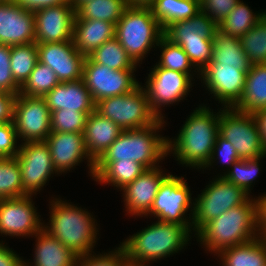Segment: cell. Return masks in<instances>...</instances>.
Here are the masks:
<instances>
[{
    "label": "cell",
    "mask_w": 266,
    "mask_h": 266,
    "mask_svg": "<svg viewBox=\"0 0 266 266\" xmlns=\"http://www.w3.org/2000/svg\"><path fill=\"white\" fill-rule=\"evenodd\" d=\"M239 159L238 153L233 145L218 134L215 139V145L213 147L211 157L202 171H204V169L211 170L210 168H213L215 164L218 165V163L222 165L223 169L226 167L225 170L228 171L233 163ZM224 165L225 167H223Z\"/></svg>",
    "instance_id": "obj_43"
},
{
    "label": "cell",
    "mask_w": 266,
    "mask_h": 266,
    "mask_svg": "<svg viewBox=\"0 0 266 266\" xmlns=\"http://www.w3.org/2000/svg\"><path fill=\"white\" fill-rule=\"evenodd\" d=\"M166 121L159 119L144 128L123 130L97 161L133 160L146 169L160 166L159 163L168 156V137L159 134Z\"/></svg>",
    "instance_id": "obj_5"
},
{
    "label": "cell",
    "mask_w": 266,
    "mask_h": 266,
    "mask_svg": "<svg viewBox=\"0 0 266 266\" xmlns=\"http://www.w3.org/2000/svg\"><path fill=\"white\" fill-rule=\"evenodd\" d=\"M217 29V23L200 10L189 19L170 24L164 36L172 43L178 39L213 38Z\"/></svg>",
    "instance_id": "obj_29"
},
{
    "label": "cell",
    "mask_w": 266,
    "mask_h": 266,
    "mask_svg": "<svg viewBox=\"0 0 266 266\" xmlns=\"http://www.w3.org/2000/svg\"><path fill=\"white\" fill-rule=\"evenodd\" d=\"M263 158H266V155L252 159H239L233 163L228 171L223 170V174L218 173L217 176H223L227 181L242 188L251 196L250 193H252L251 190L254 187L255 180L262 171L260 161Z\"/></svg>",
    "instance_id": "obj_36"
},
{
    "label": "cell",
    "mask_w": 266,
    "mask_h": 266,
    "mask_svg": "<svg viewBox=\"0 0 266 266\" xmlns=\"http://www.w3.org/2000/svg\"><path fill=\"white\" fill-rule=\"evenodd\" d=\"M0 241V266H24V257H21L12 248Z\"/></svg>",
    "instance_id": "obj_49"
},
{
    "label": "cell",
    "mask_w": 266,
    "mask_h": 266,
    "mask_svg": "<svg viewBox=\"0 0 266 266\" xmlns=\"http://www.w3.org/2000/svg\"><path fill=\"white\" fill-rule=\"evenodd\" d=\"M251 66H229L208 63L200 72L206 91L222 108H234L242 98L247 71ZM207 87V88H206Z\"/></svg>",
    "instance_id": "obj_12"
},
{
    "label": "cell",
    "mask_w": 266,
    "mask_h": 266,
    "mask_svg": "<svg viewBox=\"0 0 266 266\" xmlns=\"http://www.w3.org/2000/svg\"><path fill=\"white\" fill-rule=\"evenodd\" d=\"M240 1L241 0H200V8L218 24Z\"/></svg>",
    "instance_id": "obj_47"
},
{
    "label": "cell",
    "mask_w": 266,
    "mask_h": 266,
    "mask_svg": "<svg viewBox=\"0 0 266 266\" xmlns=\"http://www.w3.org/2000/svg\"><path fill=\"white\" fill-rule=\"evenodd\" d=\"M123 130L96 110L87 116L83 132L85 146L90 158L96 162Z\"/></svg>",
    "instance_id": "obj_23"
},
{
    "label": "cell",
    "mask_w": 266,
    "mask_h": 266,
    "mask_svg": "<svg viewBox=\"0 0 266 266\" xmlns=\"http://www.w3.org/2000/svg\"><path fill=\"white\" fill-rule=\"evenodd\" d=\"M209 182L194 199L192 218L194 236L207 222L231 208L244 204L251 197L223 176L215 175Z\"/></svg>",
    "instance_id": "obj_9"
},
{
    "label": "cell",
    "mask_w": 266,
    "mask_h": 266,
    "mask_svg": "<svg viewBox=\"0 0 266 266\" xmlns=\"http://www.w3.org/2000/svg\"><path fill=\"white\" fill-rule=\"evenodd\" d=\"M11 46L0 44V90L19 94L20 86L15 82L10 66Z\"/></svg>",
    "instance_id": "obj_44"
},
{
    "label": "cell",
    "mask_w": 266,
    "mask_h": 266,
    "mask_svg": "<svg viewBox=\"0 0 266 266\" xmlns=\"http://www.w3.org/2000/svg\"><path fill=\"white\" fill-rule=\"evenodd\" d=\"M239 40L251 65L266 64V12Z\"/></svg>",
    "instance_id": "obj_38"
},
{
    "label": "cell",
    "mask_w": 266,
    "mask_h": 266,
    "mask_svg": "<svg viewBox=\"0 0 266 266\" xmlns=\"http://www.w3.org/2000/svg\"><path fill=\"white\" fill-rule=\"evenodd\" d=\"M144 88L151 110L159 119H164L163 107L183 101L191 92L193 80L179 71L158 67L156 64L150 69Z\"/></svg>",
    "instance_id": "obj_11"
},
{
    "label": "cell",
    "mask_w": 266,
    "mask_h": 266,
    "mask_svg": "<svg viewBox=\"0 0 266 266\" xmlns=\"http://www.w3.org/2000/svg\"><path fill=\"white\" fill-rule=\"evenodd\" d=\"M59 83L60 81L53 70L38 61L28 79L20 87L19 94L44 97Z\"/></svg>",
    "instance_id": "obj_40"
},
{
    "label": "cell",
    "mask_w": 266,
    "mask_h": 266,
    "mask_svg": "<svg viewBox=\"0 0 266 266\" xmlns=\"http://www.w3.org/2000/svg\"><path fill=\"white\" fill-rule=\"evenodd\" d=\"M52 198L49 199L50 220L48 223L43 221V229L78 257L95 252L93 250L99 240L97 219L87 208L78 207L60 197Z\"/></svg>",
    "instance_id": "obj_2"
},
{
    "label": "cell",
    "mask_w": 266,
    "mask_h": 266,
    "mask_svg": "<svg viewBox=\"0 0 266 266\" xmlns=\"http://www.w3.org/2000/svg\"><path fill=\"white\" fill-rule=\"evenodd\" d=\"M13 121L0 124V157H15L20 148Z\"/></svg>",
    "instance_id": "obj_46"
},
{
    "label": "cell",
    "mask_w": 266,
    "mask_h": 266,
    "mask_svg": "<svg viewBox=\"0 0 266 266\" xmlns=\"http://www.w3.org/2000/svg\"><path fill=\"white\" fill-rule=\"evenodd\" d=\"M127 7H149L154 0H125Z\"/></svg>",
    "instance_id": "obj_54"
},
{
    "label": "cell",
    "mask_w": 266,
    "mask_h": 266,
    "mask_svg": "<svg viewBox=\"0 0 266 266\" xmlns=\"http://www.w3.org/2000/svg\"><path fill=\"white\" fill-rule=\"evenodd\" d=\"M38 61L50 67L60 82L83 78L86 56L81 54L72 40L37 44Z\"/></svg>",
    "instance_id": "obj_17"
},
{
    "label": "cell",
    "mask_w": 266,
    "mask_h": 266,
    "mask_svg": "<svg viewBox=\"0 0 266 266\" xmlns=\"http://www.w3.org/2000/svg\"><path fill=\"white\" fill-rule=\"evenodd\" d=\"M257 203V231L259 237L266 238V194L255 196Z\"/></svg>",
    "instance_id": "obj_51"
},
{
    "label": "cell",
    "mask_w": 266,
    "mask_h": 266,
    "mask_svg": "<svg viewBox=\"0 0 266 266\" xmlns=\"http://www.w3.org/2000/svg\"><path fill=\"white\" fill-rule=\"evenodd\" d=\"M44 98L50 112L59 109L93 112L96 105L83 79L60 82Z\"/></svg>",
    "instance_id": "obj_22"
},
{
    "label": "cell",
    "mask_w": 266,
    "mask_h": 266,
    "mask_svg": "<svg viewBox=\"0 0 266 266\" xmlns=\"http://www.w3.org/2000/svg\"><path fill=\"white\" fill-rule=\"evenodd\" d=\"M211 63L229 66H251L238 37L224 34L217 29L213 37Z\"/></svg>",
    "instance_id": "obj_31"
},
{
    "label": "cell",
    "mask_w": 266,
    "mask_h": 266,
    "mask_svg": "<svg viewBox=\"0 0 266 266\" xmlns=\"http://www.w3.org/2000/svg\"><path fill=\"white\" fill-rule=\"evenodd\" d=\"M161 167L147 169L120 190L123 194L126 215L130 217L134 215L136 218L146 217L149 213L160 184L170 174L169 172L166 174Z\"/></svg>",
    "instance_id": "obj_20"
},
{
    "label": "cell",
    "mask_w": 266,
    "mask_h": 266,
    "mask_svg": "<svg viewBox=\"0 0 266 266\" xmlns=\"http://www.w3.org/2000/svg\"><path fill=\"white\" fill-rule=\"evenodd\" d=\"M221 266H266V239L255 238L247 243L228 247L217 255Z\"/></svg>",
    "instance_id": "obj_28"
},
{
    "label": "cell",
    "mask_w": 266,
    "mask_h": 266,
    "mask_svg": "<svg viewBox=\"0 0 266 266\" xmlns=\"http://www.w3.org/2000/svg\"><path fill=\"white\" fill-rule=\"evenodd\" d=\"M124 249L119 245L111 251L98 253L95 252L80 256L76 266H118L119 261L125 256Z\"/></svg>",
    "instance_id": "obj_45"
},
{
    "label": "cell",
    "mask_w": 266,
    "mask_h": 266,
    "mask_svg": "<svg viewBox=\"0 0 266 266\" xmlns=\"http://www.w3.org/2000/svg\"><path fill=\"white\" fill-rule=\"evenodd\" d=\"M45 142L49 147L54 168L59 174H67L87 160L89 176L94 180L95 162L87 153L83 133L51 132Z\"/></svg>",
    "instance_id": "obj_18"
},
{
    "label": "cell",
    "mask_w": 266,
    "mask_h": 266,
    "mask_svg": "<svg viewBox=\"0 0 266 266\" xmlns=\"http://www.w3.org/2000/svg\"><path fill=\"white\" fill-rule=\"evenodd\" d=\"M126 8L125 0H91L76 9L75 19L102 20L116 25Z\"/></svg>",
    "instance_id": "obj_34"
},
{
    "label": "cell",
    "mask_w": 266,
    "mask_h": 266,
    "mask_svg": "<svg viewBox=\"0 0 266 266\" xmlns=\"http://www.w3.org/2000/svg\"><path fill=\"white\" fill-rule=\"evenodd\" d=\"M33 197L0 199V236L33 238L43 228Z\"/></svg>",
    "instance_id": "obj_16"
},
{
    "label": "cell",
    "mask_w": 266,
    "mask_h": 266,
    "mask_svg": "<svg viewBox=\"0 0 266 266\" xmlns=\"http://www.w3.org/2000/svg\"><path fill=\"white\" fill-rule=\"evenodd\" d=\"M13 122L21 144L45 141L51 133V112L45 98L17 94Z\"/></svg>",
    "instance_id": "obj_13"
},
{
    "label": "cell",
    "mask_w": 266,
    "mask_h": 266,
    "mask_svg": "<svg viewBox=\"0 0 266 266\" xmlns=\"http://www.w3.org/2000/svg\"><path fill=\"white\" fill-rule=\"evenodd\" d=\"M118 266H149V264H145L136 259H131L127 255H125L120 261Z\"/></svg>",
    "instance_id": "obj_53"
},
{
    "label": "cell",
    "mask_w": 266,
    "mask_h": 266,
    "mask_svg": "<svg viewBox=\"0 0 266 266\" xmlns=\"http://www.w3.org/2000/svg\"><path fill=\"white\" fill-rule=\"evenodd\" d=\"M183 176L170 174L163 180L146 217H155L158 221L193 227L194 202L191 189ZM188 211H190L189 214ZM189 215V217L187 216Z\"/></svg>",
    "instance_id": "obj_8"
},
{
    "label": "cell",
    "mask_w": 266,
    "mask_h": 266,
    "mask_svg": "<svg viewBox=\"0 0 266 266\" xmlns=\"http://www.w3.org/2000/svg\"><path fill=\"white\" fill-rule=\"evenodd\" d=\"M92 112L55 110L51 112V132L83 133L87 116Z\"/></svg>",
    "instance_id": "obj_42"
},
{
    "label": "cell",
    "mask_w": 266,
    "mask_h": 266,
    "mask_svg": "<svg viewBox=\"0 0 266 266\" xmlns=\"http://www.w3.org/2000/svg\"><path fill=\"white\" fill-rule=\"evenodd\" d=\"M20 165L16 157H0V199L26 196Z\"/></svg>",
    "instance_id": "obj_39"
},
{
    "label": "cell",
    "mask_w": 266,
    "mask_h": 266,
    "mask_svg": "<svg viewBox=\"0 0 266 266\" xmlns=\"http://www.w3.org/2000/svg\"><path fill=\"white\" fill-rule=\"evenodd\" d=\"M88 57L94 63L105 65L113 70H137L138 67L116 37L104 42Z\"/></svg>",
    "instance_id": "obj_35"
},
{
    "label": "cell",
    "mask_w": 266,
    "mask_h": 266,
    "mask_svg": "<svg viewBox=\"0 0 266 266\" xmlns=\"http://www.w3.org/2000/svg\"><path fill=\"white\" fill-rule=\"evenodd\" d=\"M192 234L193 227L157 220L130 235L119 245L129 258L148 264L185 250Z\"/></svg>",
    "instance_id": "obj_4"
},
{
    "label": "cell",
    "mask_w": 266,
    "mask_h": 266,
    "mask_svg": "<svg viewBox=\"0 0 266 266\" xmlns=\"http://www.w3.org/2000/svg\"><path fill=\"white\" fill-rule=\"evenodd\" d=\"M15 157L21 169L23 191L27 195L36 196L38 191H43L54 174L60 176L54 168L49 147L45 141L20 144L19 152Z\"/></svg>",
    "instance_id": "obj_14"
},
{
    "label": "cell",
    "mask_w": 266,
    "mask_h": 266,
    "mask_svg": "<svg viewBox=\"0 0 266 266\" xmlns=\"http://www.w3.org/2000/svg\"><path fill=\"white\" fill-rule=\"evenodd\" d=\"M136 70H113L94 63L86 56L83 66V80L94 102L132 92L140 83L136 79Z\"/></svg>",
    "instance_id": "obj_15"
},
{
    "label": "cell",
    "mask_w": 266,
    "mask_h": 266,
    "mask_svg": "<svg viewBox=\"0 0 266 266\" xmlns=\"http://www.w3.org/2000/svg\"><path fill=\"white\" fill-rule=\"evenodd\" d=\"M149 8L163 31L170 24L189 19L201 10L200 0H154Z\"/></svg>",
    "instance_id": "obj_30"
},
{
    "label": "cell",
    "mask_w": 266,
    "mask_h": 266,
    "mask_svg": "<svg viewBox=\"0 0 266 266\" xmlns=\"http://www.w3.org/2000/svg\"><path fill=\"white\" fill-rule=\"evenodd\" d=\"M248 4L240 1L231 12L218 25V29L224 34L240 38L246 34L250 28L255 26L265 11L253 12Z\"/></svg>",
    "instance_id": "obj_32"
},
{
    "label": "cell",
    "mask_w": 266,
    "mask_h": 266,
    "mask_svg": "<svg viewBox=\"0 0 266 266\" xmlns=\"http://www.w3.org/2000/svg\"><path fill=\"white\" fill-rule=\"evenodd\" d=\"M253 116L259 128L263 147L266 150V109L255 112Z\"/></svg>",
    "instance_id": "obj_52"
},
{
    "label": "cell",
    "mask_w": 266,
    "mask_h": 266,
    "mask_svg": "<svg viewBox=\"0 0 266 266\" xmlns=\"http://www.w3.org/2000/svg\"><path fill=\"white\" fill-rule=\"evenodd\" d=\"M35 43H55L73 39L76 9L71 1L34 12Z\"/></svg>",
    "instance_id": "obj_19"
},
{
    "label": "cell",
    "mask_w": 266,
    "mask_h": 266,
    "mask_svg": "<svg viewBox=\"0 0 266 266\" xmlns=\"http://www.w3.org/2000/svg\"><path fill=\"white\" fill-rule=\"evenodd\" d=\"M18 6L35 12L37 10L56 6L60 4H68L71 0H13Z\"/></svg>",
    "instance_id": "obj_50"
},
{
    "label": "cell",
    "mask_w": 266,
    "mask_h": 266,
    "mask_svg": "<svg viewBox=\"0 0 266 266\" xmlns=\"http://www.w3.org/2000/svg\"><path fill=\"white\" fill-rule=\"evenodd\" d=\"M193 236L206 253L217 255L223 249L247 243L259 237L257 231V203L250 197L244 204L223 212L207 222ZM208 251V252H207Z\"/></svg>",
    "instance_id": "obj_3"
},
{
    "label": "cell",
    "mask_w": 266,
    "mask_h": 266,
    "mask_svg": "<svg viewBox=\"0 0 266 266\" xmlns=\"http://www.w3.org/2000/svg\"><path fill=\"white\" fill-rule=\"evenodd\" d=\"M234 109L249 114L266 109V64L251 65L242 98Z\"/></svg>",
    "instance_id": "obj_27"
},
{
    "label": "cell",
    "mask_w": 266,
    "mask_h": 266,
    "mask_svg": "<svg viewBox=\"0 0 266 266\" xmlns=\"http://www.w3.org/2000/svg\"><path fill=\"white\" fill-rule=\"evenodd\" d=\"M187 116L177 136L167 139L168 155L173 156L182 167L202 170L209 161L215 139L219 134L220 107L214 112L206 104Z\"/></svg>",
    "instance_id": "obj_1"
},
{
    "label": "cell",
    "mask_w": 266,
    "mask_h": 266,
    "mask_svg": "<svg viewBox=\"0 0 266 266\" xmlns=\"http://www.w3.org/2000/svg\"><path fill=\"white\" fill-rule=\"evenodd\" d=\"M95 110L122 130L144 128L159 120L150 108L141 82L130 93L99 100L96 102Z\"/></svg>",
    "instance_id": "obj_7"
},
{
    "label": "cell",
    "mask_w": 266,
    "mask_h": 266,
    "mask_svg": "<svg viewBox=\"0 0 266 266\" xmlns=\"http://www.w3.org/2000/svg\"><path fill=\"white\" fill-rule=\"evenodd\" d=\"M91 0H71V3L75 9H77L82 3L88 2Z\"/></svg>",
    "instance_id": "obj_55"
},
{
    "label": "cell",
    "mask_w": 266,
    "mask_h": 266,
    "mask_svg": "<svg viewBox=\"0 0 266 266\" xmlns=\"http://www.w3.org/2000/svg\"><path fill=\"white\" fill-rule=\"evenodd\" d=\"M160 48V56L156 65L158 67L167 68L187 74L194 82V76L200 77V72L191 63L185 51L177 44L172 43L164 35L160 38L158 45ZM192 70V71H191Z\"/></svg>",
    "instance_id": "obj_33"
},
{
    "label": "cell",
    "mask_w": 266,
    "mask_h": 266,
    "mask_svg": "<svg viewBox=\"0 0 266 266\" xmlns=\"http://www.w3.org/2000/svg\"><path fill=\"white\" fill-rule=\"evenodd\" d=\"M35 42L34 12L13 0H0V44L17 46Z\"/></svg>",
    "instance_id": "obj_21"
},
{
    "label": "cell",
    "mask_w": 266,
    "mask_h": 266,
    "mask_svg": "<svg viewBox=\"0 0 266 266\" xmlns=\"http://www.w3.org/2000/svg\"><path fill=\"white\" fill-rule=\"evenodd\" d=\"M38 62L37 44L11 46L10 66L15 82L21 87Z\"/></svg>",
    "instance_id": "obj_37"
},
{
    "label": "cell",
    "mask_w": 266,
    "mask_h": 266,
    "mask_svg": "<svg viewBox=\"0 0 266 266\" xmlns=\"http://www.w3.org/2000/svg\"><path fill=\"white\" fill-rule=\"evenodd\" d=\"M33 262L24 260V266H76L78 256L43 228L34 236Z\"/></svg>",
    "instance_id": "obj_24"
},
{
    "label": "cell",
    "mask_w": 266,
    "mask_h": 266,
    "mask_svg": "<svg viewBox=\"0 0 266 266\" xmlns=\"http://www.w3.org/2000/svg\"><path fill=\"white\" fill-rule=\"evenodd\" d=\"M147 169L133 160L96 161L94 164V181L108 184L115 190L123 189Z\"/></svg>",
    "instance_id": "obj_26"
},
{
    "label": "cell",
    "mask_w": 266,
    "mask_h": 266,
    "mask_svg": "<svg viewBox=\"0 0 266 266\" xmlns=\"http://www.w3.org/2000/svg\"><path fill=\"white\" fill-rule=\"evenodd\" d=\"M116 25L102 20L75 19L73 43L84 56L90 55L104 42L115 37Z\"/></svg>",
    "instance_id": "obj_25"
},
{
    "label": "cell",
    "mask_w": 266,
    "mask_h": 266,
    "mask_svg": "<svg viewBox=\"0 0 266 266\" xmlns=\"http://www.w3.org/2000/svg\"><path fill=\"white\" fill-rule=\"evenodd\" d=\"M163 35L164 31L149 7H127L116 23L115 37L139 66L151 49L157 48Z\"/></svg>",
    "instance_id": "obj_6"
},
{
    "label": "cell",
    "mask_w": 266,
    "mask_h": 266,
    "mask_svg": "<svg viewBox=\"0 0 266 266\" xmlns=\"http://www.w3.org/2000/svg\"><path fill=\"white\" fill-rule=\"evenodd\" d=\"M16 95L8 92L0 94V124L13 121L14 102Z\"/></svg>",
    "instance_id": "obj_48"
},
{
    "label": "cell",
    "mask_w": 266,
    "mask_h": 266,
    "mask_svg": "<svg viewBox=\"0 0 266 266\" xmlns=\"http://www.w3.org/2000/svg\"><path fill=\"white\" fill-rule=\"evenodd\" d=\"M219 134L233 145L240 159L266 155L253 114L223 108L220 111Z\"/></svg>",
    "instance_id": "obj_10"
},
{
    "label": "cell",
    "mask_w": 266,
    "mask_h": 266,
    "mask_svg": "<svg viewBox=\"0 0 266 266\" xmlns=\"http://www.w3.org/2000/svg\"><path fill=\"white\" fill-rule=\"evenodd\" d=\"M175 44L185 51L191 63L199 72L212 59L213 38L178 39Z\"/></svg>",
    "instance_id": "obj_41"
}]
</instances>
